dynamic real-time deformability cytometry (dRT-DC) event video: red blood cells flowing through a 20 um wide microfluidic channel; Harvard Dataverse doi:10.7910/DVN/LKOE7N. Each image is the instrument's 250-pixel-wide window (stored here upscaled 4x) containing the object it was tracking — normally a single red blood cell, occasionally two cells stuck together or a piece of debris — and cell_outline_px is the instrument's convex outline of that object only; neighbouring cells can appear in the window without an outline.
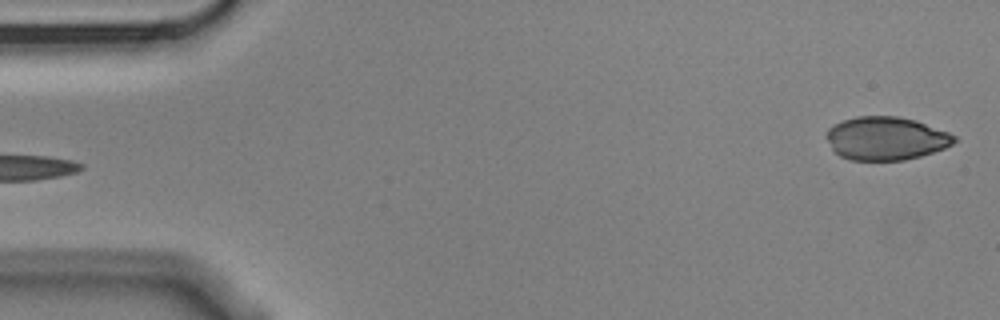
{"species": "Egyptian fruit bat (a non-hibernating species)", "species_latin": "Rousettus aegyptiacus", "temperature_condition": "cold", "stored_images_in_passage": 4, "camera_frame_rate_fps": 3000, "um_per_image_px": 0.085, "animal": {"sex": "male"}, "frame": {"image": 1, "passage_image": 1, "time_ms": 0.0, "image_size_px": [1000, 320], "cell_outline_px": [[956, 140], [952, 144], [944, 148], [920, 156], [904, 160], [852, 160], [840, 156], [832, 148], [824, 136], [828, 128], [844, 120], [856, 116], [896, 116], [916, 120], [948, 132], [956, 136]], "centroid_in_image_um": [75.29, 11.76], "position_along_channel_um": 9.7, "area_um2": 32.14}}